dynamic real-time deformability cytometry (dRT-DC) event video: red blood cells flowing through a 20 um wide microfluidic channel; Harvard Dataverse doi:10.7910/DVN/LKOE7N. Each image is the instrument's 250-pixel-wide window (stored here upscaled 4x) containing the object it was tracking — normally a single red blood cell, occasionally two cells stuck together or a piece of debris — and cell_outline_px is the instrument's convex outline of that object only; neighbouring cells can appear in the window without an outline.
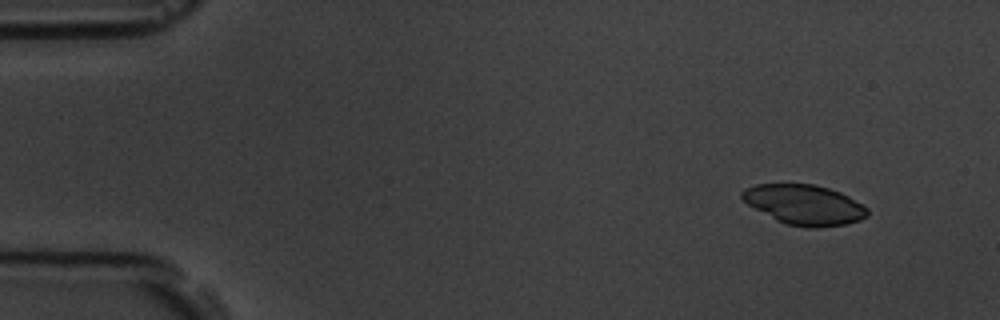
{"species": "common noctule bat (a hibernating species)", "species_latin": "Nyctalus noctula", "temperature_condition": "room temperature", "stored_images_in_passage": 12, "camera_frame_rate_fps": 3000, "um_per_image_px": 0.085, "animal": {"sex": "male", "body_mass_g": 19.5, "forearm_length_mm": 54.6}, "frame": {"image": 1, "passage_image": 1, "time_ms": 0.0, "image_size_px": [1000, 320], "cell_outline_px": [[868, 216], [860, 220], [844, 224], [816, 228], [804, 228], [788, 224], [776, 220], [748, 204], [740, 196], [740, 192], [744, 188], [756, 184], [812, 184], [828, 188], [840, 192], [848, 196], [868, 208]], "centroid_in_image_um": [68.36, 17.4], "position_along_channel_um": 16.6, "area_um2": 29.13}}